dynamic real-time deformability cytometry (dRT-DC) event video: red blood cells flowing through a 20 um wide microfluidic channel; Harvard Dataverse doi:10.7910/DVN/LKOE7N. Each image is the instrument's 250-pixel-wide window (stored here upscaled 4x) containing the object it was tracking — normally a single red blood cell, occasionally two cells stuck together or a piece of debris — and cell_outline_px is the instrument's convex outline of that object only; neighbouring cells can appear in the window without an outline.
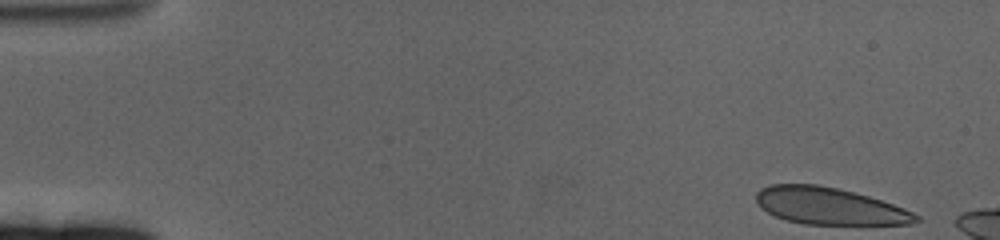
{"species": "human", "species_latin": "Homo sapiens", "temperature_condition": "cold", "stored_images_in_passage": 56, "camera_frame_rate_fps": 3000, "um_per_image_px": 0.085, "donor": {"sex": "female"}, "frame": {"image": 1, "passage_image": 1, "time_ms": 0.0, "image_size_px": [1000, 240], "cell_outline_px": [[920, 220], [912, 224], [804, 224], [788, 220], [776, 216], [760, 208], [756, 200], [756, 192], [760, 188], [768, 184], [816, 184], [836, 188], [868, 196], [904, 208], [920, 216]], "centroid_in_image_um": [70.47, 17.51], "position_along_channel_um": 14.5, "area_um2": 34.22}}
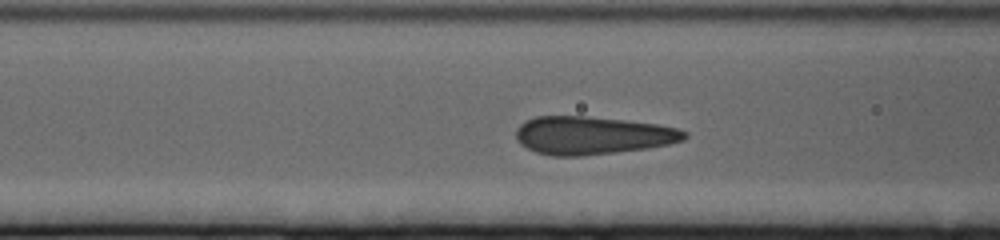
{"frame": {"image": 2, "passage_image": 22, "time_ms": 7.0, "image_size_px": [1000, 240], "cell_outline_px": [[688, 136], [684, 140], [668, 144], [648, 148], [616, 152], [580, 156], [552, 156], [536, 152], [520, 144], [516, 140], [516, 128], [524, 120], [536, 116], [584, 116], [624, 120], [656, 124], [676, 128], [688, 132]], "centroid_in_image_um": [50.32, 11.51], "position_along_channel_um": 116.3, "area_um2": 37.4}}
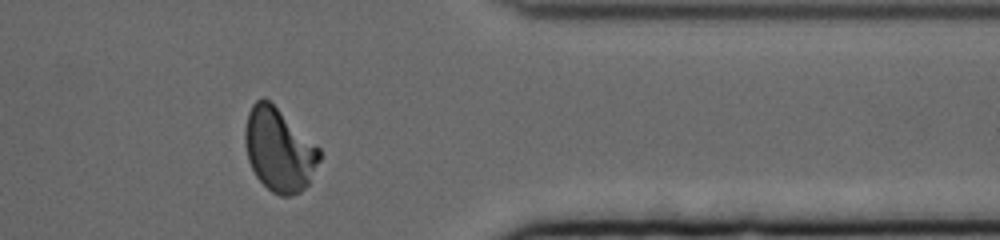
{"frame": {"image": 3, "passage_image": 48, "time_ms": 15.667, "image_size_px": [1000, 240], "cell_outline_px": [[320, 160], [308, 184], [300, 192], [288, 196], [280, 196], [272, 192], [256, 176], [248, 160], [244, 144], [244, 128], [248, 112], [252, 104], [256, 100], [264, 96], [316, 144], [320, 148]], "centroid_in_image_um": [23.69, 12.72], "position_along_channel_um": 387.7, "area_um2": 36.01}, "authors_computed_cell_mechanics": {"area_um2": 36.7897, "velocity_mm_per_s": 3.2793, "shape_relaxation_time_tau1_ms": 6.3389, "shape_relaxation_time_tau2_ms": null, "deformation_change_tau1": 0.1684, "deformation_change_tau2": null}}